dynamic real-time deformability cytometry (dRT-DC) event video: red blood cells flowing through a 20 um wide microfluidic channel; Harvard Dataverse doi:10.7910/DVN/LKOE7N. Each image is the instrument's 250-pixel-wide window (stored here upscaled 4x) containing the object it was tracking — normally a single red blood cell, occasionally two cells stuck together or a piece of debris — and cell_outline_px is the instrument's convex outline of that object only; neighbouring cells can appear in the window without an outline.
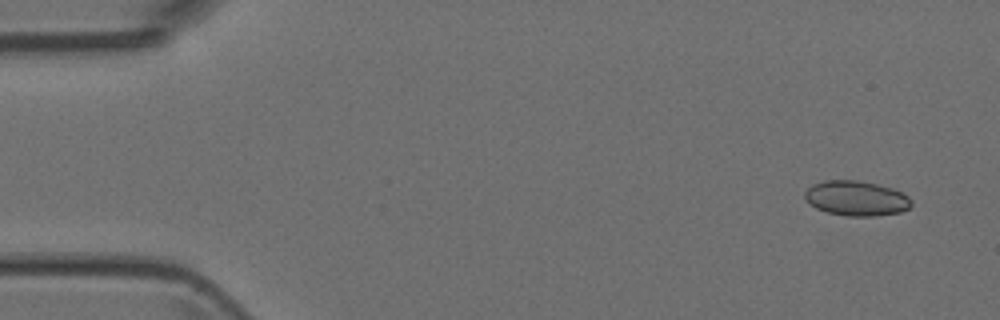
{"species": "Egyptian fruit bat (a non-hibernating species)", "species_latin": "Rousettus aegyptiacus", "temperature_condition": "room temperature", "stored_images_in_passage": 51, "camera_frame_rate_fps": 3000, "um_per_image_px": 0.085, "animal": {"sex": "female"}, "frame": {"image": 1, "passage_image": 3, "time_ms": 0.667, "image_size_px": [1000, 320], "cell_outline_px": [[912, 204], [908, 208], [900, 212], [876, 216], [844, 216], [828, 212], [816, 208], [808, 204], [804, 196], [804, 192], [812, 184], [824, 180], [856, 180], [876, 184], [892, 188], [908, 196], [912, 200]], "centroid_in_image_um": [72.75, 16.86], "position_along_channel_um": 12.2, "area_um2": 21.79}}
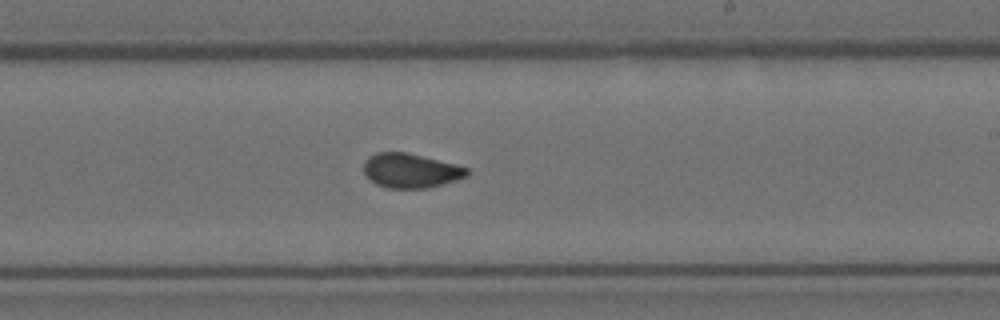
{"frame": {"image": 2, "passage_image": 30, "time_ms": 9.667, "image_size_px": [1000, 320], "cell_outline_px": [[468, 176], [428, 188], [388, 188], [376, 184], [364, 172], [364, 160], [368, 156], [376, 152], [404, 152], [456, 164], [468, 168]], "centroid_in_image_um": [34.89, 14.5], "position_along_channel_um": 254.1, "area_um2": 20.52}}
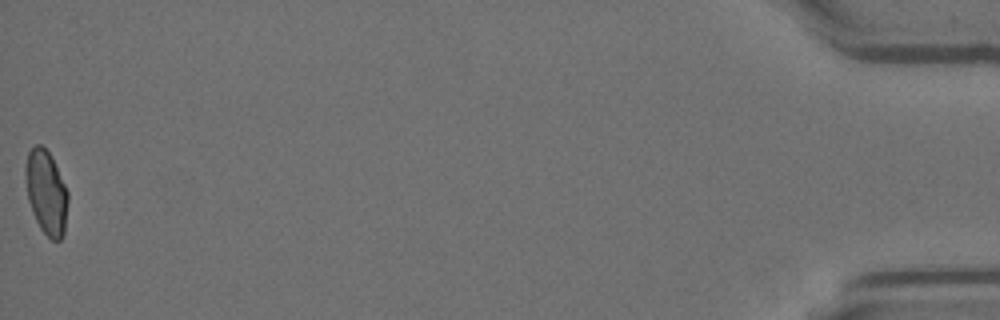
{"frame": {"image": 3, "passage_image": 51, "time_ms": 16.667, "image_size_px": [1000, 320], "cell_outline_px": [[68, 200], [64, 236], [60, 240], [52, 240], [40, 228], [32, 212], [28, 200], [24, 172], [24, 168], [28, 152], [36, 144], [40, 144], [48, 152], [68, 192]], "centroid_in_image_um": [3.92, 16.38], "position_along_channel_um": 431.3, "area_um2": 20.63}}